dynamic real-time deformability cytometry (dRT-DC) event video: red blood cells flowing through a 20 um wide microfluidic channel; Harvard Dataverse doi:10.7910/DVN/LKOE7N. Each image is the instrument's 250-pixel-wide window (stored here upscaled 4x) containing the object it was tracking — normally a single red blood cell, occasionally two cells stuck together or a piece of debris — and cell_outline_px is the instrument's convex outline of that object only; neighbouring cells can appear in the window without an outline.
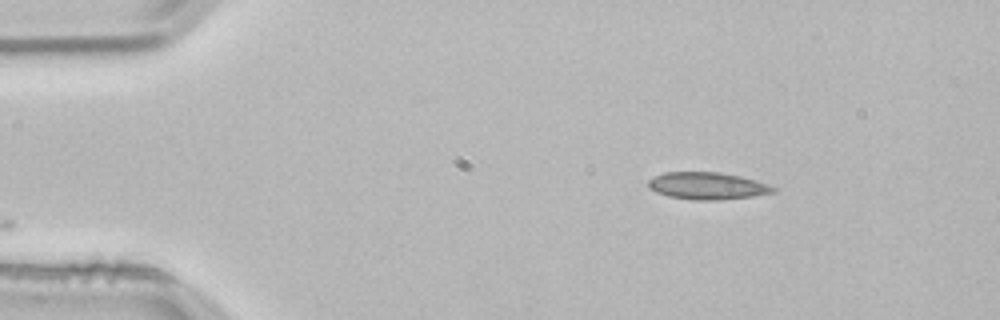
{"species": "common noctule bat (a hibernating species)", "species_latin": "Nyctalus noctula", "temperature_condition": "room temperature", "stored_images_in_passage": 46, "camera_frame_rate_fps": 3000, "um_per_image_px": 0.085, "animal": {"sex": "male", "body_mass_g": 21.5, "forearm_length_mm": 52.0}, "frame": {"image": 1, "passage_image": 1, "time_ms": 0.0, "image_size_px": [1000, 320], "cell_outline_px": [[776, 192], [752, 196], [712, 200], [696, 200], [668, 196], [656, 192], [648, 188], [648, 180], [652, 176], [664, 172], [720, 172], [740, 176], [756, 180], [768, 184], [776, 188]], "centroid_in_image_um": [60.09, 15.78], "position_along_channel_um": 24.9, "area_um2": 19.77}}
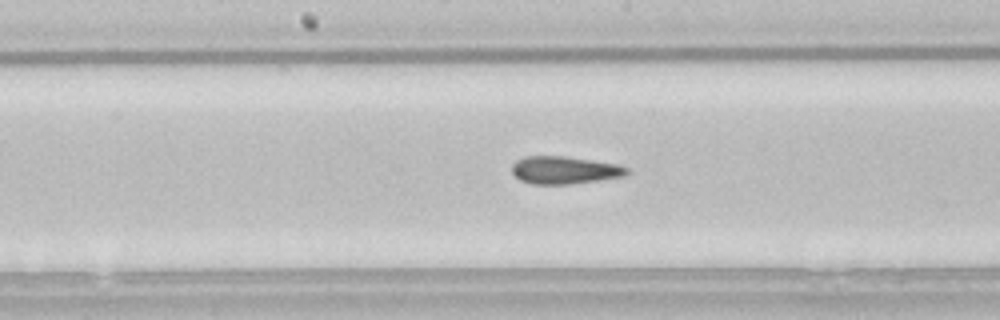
{"frame": {"image": 2, "passage_image": 20, "time_ms": 6.333, "image_size_px": [1000, 320], "cell_outline_px": [[628, 172], [624, 176], [572, 184], [532, 184], [520, 180], [512, 172], [512, 164], [516, 160], [524, 156], [564, 156], [592, 160], [616, 164], [628, 168]], "centroid_in_image_um": [47.94, 14.46], "position_along_channel_um": 200.3, "area_um2": 18.44}}
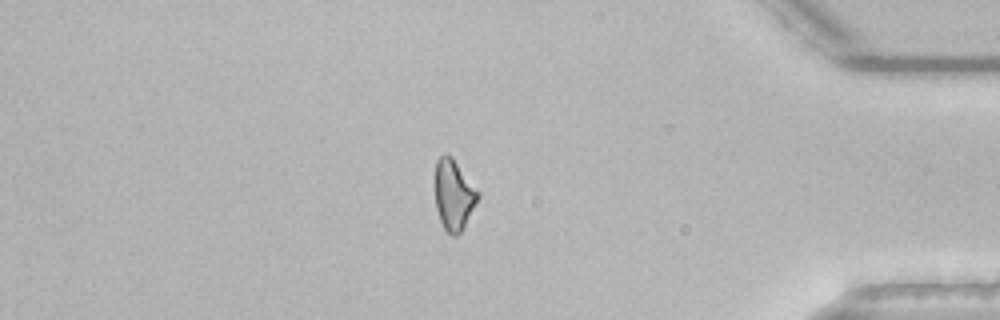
{"frame": {"image": 3, "passage_image": 38, "time_ms": 12.333, "image_size_px": [1000, 320], "cell_outline_px": [[480, 196], [464, 228], [456, 236], [452, 236], [444, 228], [440, 220], [436, 208], [436, 160], [444, 152], [448, 152], [452, 156], [480, 192]], "centroid_in_image_um": [38.59, 16.54], "position_along_channel_um": 396.6, "area_um2": 17.74}, "authors_computed_cell_mechanics": {"area_um2": 18.3804, "velocity_mm_per_s": 3.8432, "shape_relaxation_time_tau1_ms": null, "shape_relaxation_time_tau2_ms": 3.3506, "deformation_change_tau1": null, "deformation_change_tau2": 0.1048}}